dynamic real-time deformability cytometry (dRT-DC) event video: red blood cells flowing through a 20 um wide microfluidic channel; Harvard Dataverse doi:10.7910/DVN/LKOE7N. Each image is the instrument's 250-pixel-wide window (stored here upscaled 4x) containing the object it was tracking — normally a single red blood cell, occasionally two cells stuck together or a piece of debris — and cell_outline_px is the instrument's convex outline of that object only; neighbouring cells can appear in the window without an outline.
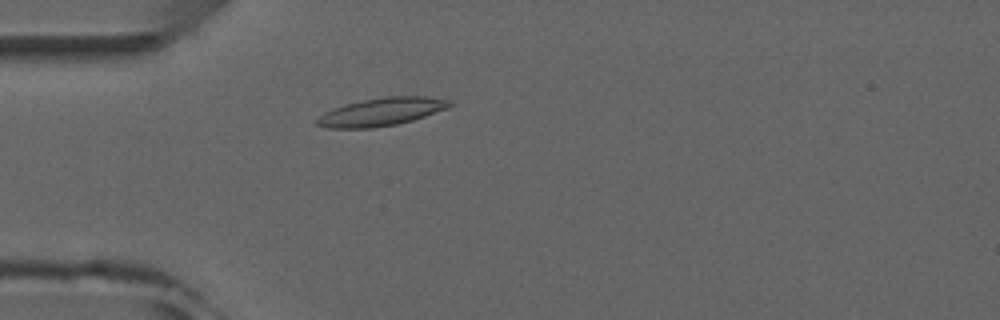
{"species": "common noctule bat (a hibernating species)", "species_latin": "Nyctalus noctula", "temperature_condition": "room temperature", "stored_images_in_passage": 4, "camera_frame_rate_fps": 3000, "um_per_image_px": 0.085, "animal": {"sex": "male", "forearm_length_mm": 52.5}, "frame": {"image": 1, "passage_image": 4, "time_ms": 3.0, "image_size_px": [1000, 320], "cell_outline_px": [[456, 104], [448, 108], [412, 120], [396, 124], [372, 128], [328, 128], [316, 124], [312, 120], [324, 112], [332, 108], [344, 104], [384, 96], [424, 96], [452, 100]], "centroid_in_image_um": [32.41, 9.5], "position_along_channel_um": 52.6, "area_um2": 21.85}}